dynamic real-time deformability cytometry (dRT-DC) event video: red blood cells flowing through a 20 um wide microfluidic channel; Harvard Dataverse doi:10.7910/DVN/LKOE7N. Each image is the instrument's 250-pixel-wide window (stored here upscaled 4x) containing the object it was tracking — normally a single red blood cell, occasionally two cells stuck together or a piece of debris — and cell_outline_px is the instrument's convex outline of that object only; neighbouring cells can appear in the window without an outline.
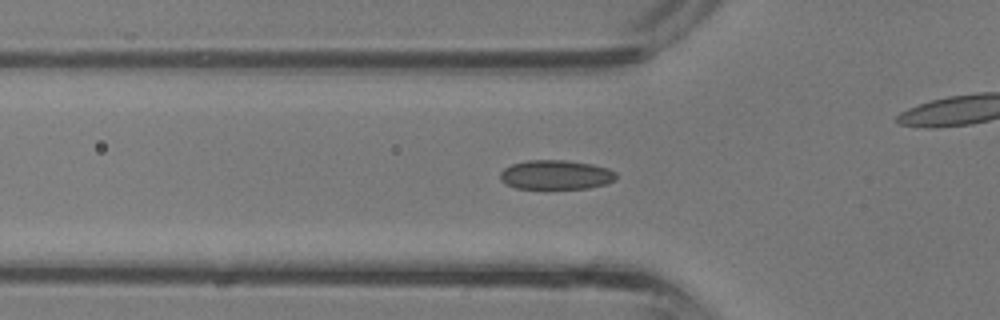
{"species": "common noctule bat (a hibernating species)", "species_latin": "Nyctalus noctula", "temperature_condition": "room temperature", "stored_images_in_passage": 29, "camera_frame_rate_fps": 3000, "um_per_image_px": 0.085, "animal": {"sex": "male", "body_mass_g": 13.3}, "frame": {"image": 1, "passage_image": 3, "time_ms": 0.667, "image_size_px": [1000, 320], "cell_outline_px": [[616, 180], [604, 184], [588, 188], [516, 188], [504, 184], [500, 180], [500, 172], [504, 168], [512, 164], [528, 160], [564, 160], [592, 164], [608, 168], [616, 172]], "centroid_in_image_um": [47.23, 14.85], "position_along_channel_um": 78.6, "area_um2": 19.83}}
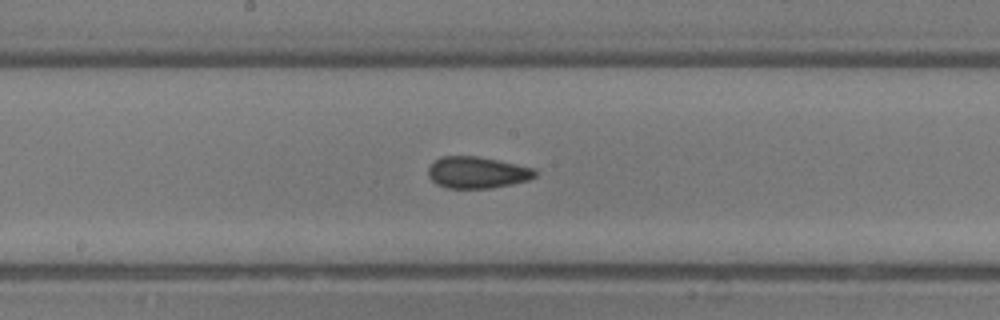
{"frame": {"image": 2, "passage_image": 10, "time_ms": 3.0, "image_size_px": [1000, 320], "cell_outline_px": [[536, 176], [528, 180], [512, 184], [488, 188], [444, 188], [436, 184], [428, 176], [428, 168], [440, 156], [476, 156], [536, 168]], "centroid_in_image_um": [40.55, 14.66], "position_along_channel_um": 207.7, "area_um2": 19.65}}
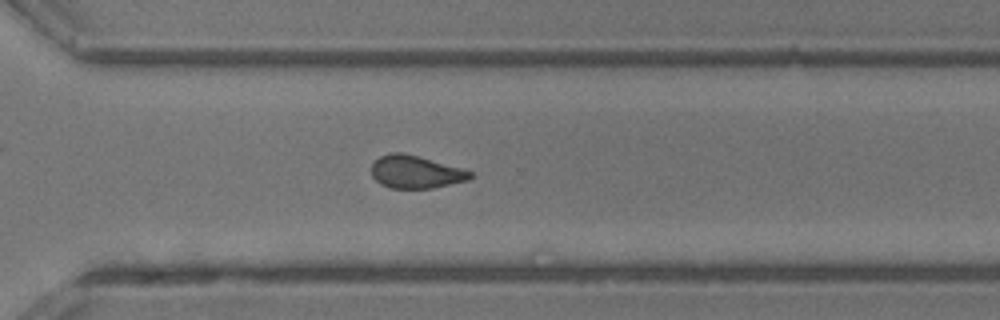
{"frame": {"image": 3, "passage_image": 17, "time_ms": 5.333, "image_size_px": [1000, 320], "cell_outline_px": [[472, 176], [468, 180], [432, 188], [388, 188], [380, 184], [372, 176], [372, 164], [380, 156], [392, 152], [400, 152], [416, 156], [460, 168], [472, 172]], "centroid_in_image_um": [35.29, 14.63], "position_along_channel_um": 335.3, "area_um2": 18.5}}